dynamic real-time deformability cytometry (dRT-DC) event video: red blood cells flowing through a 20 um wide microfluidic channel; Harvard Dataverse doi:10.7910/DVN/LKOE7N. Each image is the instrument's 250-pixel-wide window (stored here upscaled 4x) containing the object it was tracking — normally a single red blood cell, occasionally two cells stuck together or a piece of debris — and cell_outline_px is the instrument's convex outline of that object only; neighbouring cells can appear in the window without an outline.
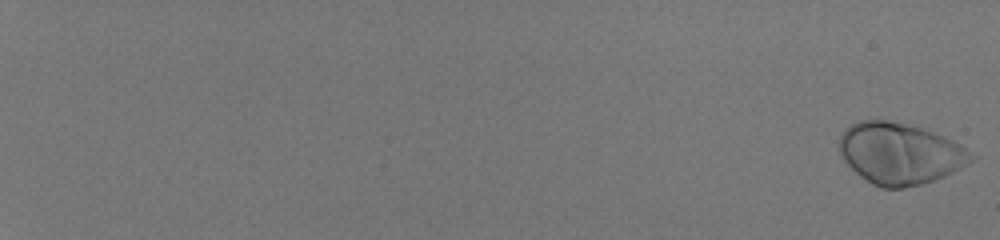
{"species": "human", "species_latin": "Homo sapiens", "temperature_condition": "room temperature", "stored_images_in_passage": 56, "camera_frame_rate_fps": 3000, "um_per_image_px": 0.085, "donor": {"sex": "male"}, "frame": {"image": 1, "passage_image": 1, "time_ms": 0.0, "image_size_px": [1000, 240], "cell_outline_px": [[976, 156], [972, 160], [960, 168], [944, 176], [920, 184], [904, 188], [884, 188], [872, 184], [860, 176], [840, 156], [840, 132], [844, 128], [860, 120], [888, 120], [920, 128], [944, 136], [960, 144]], "centroid_in_image_um": [76.46, 13.04], "position_along_channel_um": 8.5, "area_um2": 46.82}}
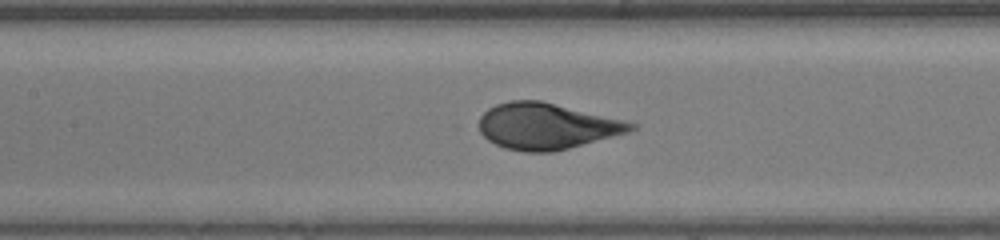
{"frame": {"image": 2, "passage_image": 33, "time_ms": 10.667, "image_size_px": [1000, 240], "cell_outline_px": [[636, 128], [628, 132], [568, 148], [552, 152], [524, 152], [504, 148], [488, 140], [480, 132], [480, 116], [488, 108], [496, 104], [508, 100], [540, 100], [624, 120], [636, 124]], "centroid_in_image_um": [46.42, 10.72], "position_along_channel_um": 161.0, "area_um2": 40.58}}
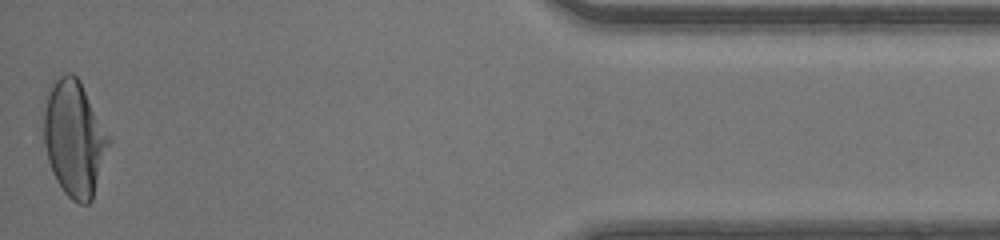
{"frame": {"image": 3, "passage_image": 56, "time_ms": 18.333, "image_size_px": [1000, 240], "cell_outline_px": [[112, 140], [92, 200], [88, 204], [80, 204], [72, 200], [64, 192], [56, 180], [52, 172], [48, 160], [44, 144], [44, 112], [48, 96], [52, 84], [64, 72], [72, 72], [80, 80]], "centroid_in_image_um": [6.34, 11.79], "position_along_channel_um": 428.9, "area_um2": 43.87}, "authors_computed_cell_mechanics": {"area_um2": 42.8298, "velocity_mm_per_s": 4.1631, "shape_relaxation_time_tau1_ms": 3.4884, "shape_relaxation_time_tau2_ms": null, "deformation_change_tau1": 0.1927, "deformation_change_tau2": null}}